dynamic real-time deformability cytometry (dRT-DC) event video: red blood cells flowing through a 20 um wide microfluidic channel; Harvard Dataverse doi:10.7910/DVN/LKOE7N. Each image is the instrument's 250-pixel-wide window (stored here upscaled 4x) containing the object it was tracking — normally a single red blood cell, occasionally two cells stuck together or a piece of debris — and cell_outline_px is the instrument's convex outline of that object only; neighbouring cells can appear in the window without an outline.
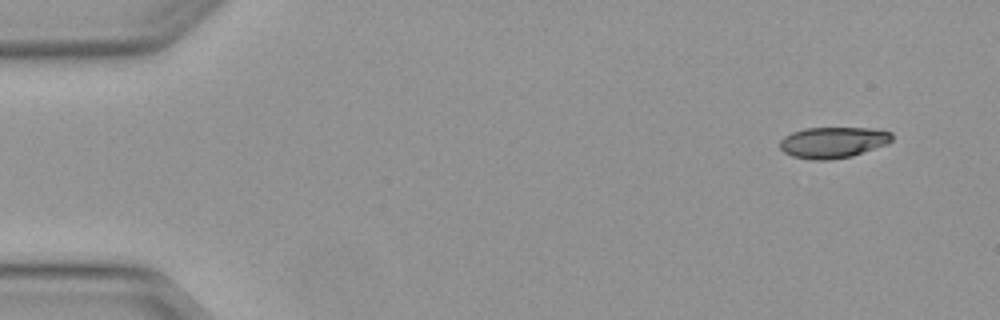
{"species": "Egyptian fruit bat (a non-hibernating species)", "species_latin": "Rousettus aegyptiacus", "temperature_condition": "warm", "stored_images_in_passage": 3, "camera_frame_rate_fps": 3000, "um_per_image_px": 0.085, "animal": {"sex": "female"}, "frame": {"image": 1, "passage_image": 1, "time_ms": 0.0, "image_size_px": [1000, 320], "cell_outline_px": [[892, 140], [888, 144], [852, 156], [828, 160], [812, 160], [792, 156], [784, 152], [780, 148], [780, 140], [784, 136], [792, 132], [804, 128], [876, 128], [892, 132]], "centroid_in_image_um": [70.82, 12.1], "position_along_channel_um": 14.2, "area_um2": 20.46}}
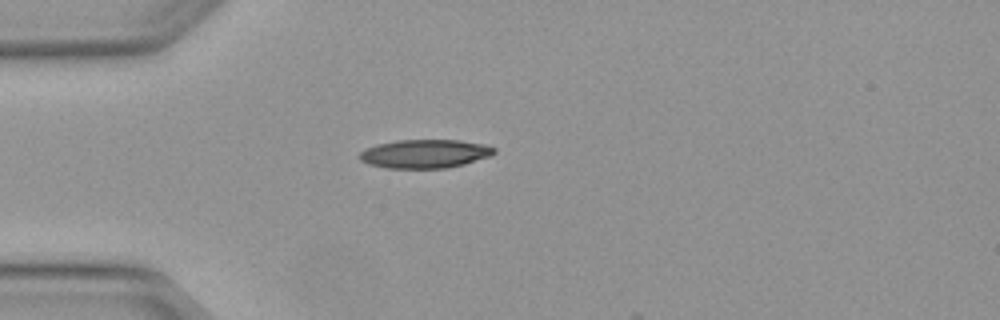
{"frame": {"image": 2, "passage_image": 3, "time_ms": 0.667, "image_size_px": [1000, 320], "cell_outline_px": [[496, 152], [492, 156], [464, 164], [448, 168], [388, 168], [368, 164], [360, 160], [356, 156], [364, 148], [376, 144], [396, 140], [460, 140], [484, 144], [496, 148]], "centroid_in_image_um": [36.1, 13.07], "position_along_channel_um": 48.9, "area_um2": 22.77}}